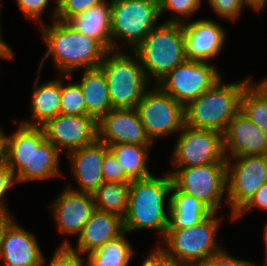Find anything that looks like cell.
I'll return each mask as SVG.
<instances>
[{
  "label": "cell",
  "mask_w": 267,
  "mask_h": 266,
  "mask_svg": "<svg viewBox=\"0 0 267 266\" xmlns=\"http://www.w3.org/2000/svg\"><path fill=\"white\" fill-rule=\"evenodd\" d=\"M124 232L122 217L95 209L77 237L76 248L67 239L60 246H69L80 255H84L116 239Z\"/></svg>",
  "instance_id": "cell-20"
},
{
  "label": "cell",
  "mask_w": 267,
  "mask_h": 266,
  "mask_svg": "<svg viewBox=\"0 0 267 266\" xmlns=\"http://www.w3.org/2000/svg\"><path fill=\"white\" fill-rule=\"evenodd\" d=\"M112 50H121L125 45L134 50L160 19L156 0H111ZM117 40H122L118 47ZM117 41V42H116Z\"/></svg>",
  "instance_id": "cell-8"
},
{
  "label": "cell",
  "mask_w": 267,
  "mask_h": 266,
  "mask_svg": "<svg viewBox=\"0 0 267 266\" xmlns=\"http://www.w3.org/2000/svg\"><path fill=\"white\" fill-rule=\"evenodd\" d=\"M182 25L187 59L208 62L222 51L227 33L221 24L202 18Z\"/></svg>",
  "instance_id": "cell-17"
},
{
  "label": "cell",
  "mask_w": 267,
  "mask_h": 266,
  "mask_svg": "<svg viewBox=\"0 0 267 266\" xmlns=\"http://www.w3.org/2000/svg\"><path fill=\"white\" fill-rule=\"evenodd\" d=\"M151 146L139 144H114L108 148L131 180L145 179L152 174L148 170V152Z\"/></svg>",
  "instance_id": "cell-26"
},
{
  "label": "cell",
  "mask_w": 267,
  "mask_h": 266,
  "mask_svg": "<svg viewBox=\"0 0 267 266\" xmlns=\"http://www.w3.org/2000/svg\"><path fill=\"white\" fill-rule=\"evenodd\" d=\"M3 131L2 127H0V164L6 163L7 135H5Z\"/></svg>",
  "instance_id": "cell-42"
},
{
  "label": "cell",
  "mask_w": 267,
  "mask_h": 266,
  "mask_svg": "<svg viewBox=\"0 0 267 266\" xmlns=\"http://www.w3.org/2000/svg\"><path fill=\"white\" fill-rule=\"evenodd\" d=\"M18 129L6 140V164L12 170L15 182L44 180L60 176L61 152L45 137L42 126L18 123Z\"/></svg>",
  "instance_id": "cell-1"
},
{
  "label": "cell",
  "mask_w": 267,
  "mask_h": 266,
  "mask_svg": "<svg viewBox=\"0 0 267 266\" xmlns=\"http://www.w3.org/2000/svg\"><path fill=\"white\" fill-rule=\"evenodd\" d=\"M223 218L213 212L199 224L185 229H167L158 249L177 266H198L220 252L216 234ZM166 247V248H165Z\"/></svg>",
  "instance_id": "cell-6"
},
{
  "label": "cell",
  "mask_w": 267,
  "mask_h": 266,
  "mask_svg": "<svg viewBox=\"0 0 267 266\" xmlns=\"http://www.w3.org/2000/svg\"><path fill=\"white\" fill-rule=\"evenodd\" d=\"M40 70L34 81V90L30 104L31 120L21 123L30 126H42L49 119L60 114L61 108V78L38 85Z\"/></svg>",
  "instance_id": "cell-23"
},
{
  "label": "cell",
  "mask_w": 267,
  "mask_h": 266,
  "mask_svg": "<svg viewBox=\"0 0 267 266\" xmlns=\"http://www.w3.org/2000/svg\"><path fill=\"white\" fill-rule=\"evenodd\" d=\"M65 84L61 78V108L60 113L65 115H86V104L81 87L76 82ZM65 84V85H64Z\"/></svg>",
  "instance_id": "cell-30"
},
{
  "label": "cell",
  "mask_w": 267,
  "mask_h": 266,
  "mask_svg": "<svg viewBox=\"0 0 267 266\" xmlns=\"http://www.w3.org/2000/svg\"><path fill=\"white\" fill-rule=\"evenodd\" d=\"M217 70L211 62L187 59L171 70L157 85L186 106L221 80L222 75Z\"/></svg>",
  "instance_id": "cell-12"
},
{
  "label": "cell",
  "mask_w": 267,
  "mask_h": 266,
  "mask_svg": "<svg viewBox=\"0 0 267 266\" xmlns=\"http://www.w3.org/2000/svg\"><path fill=\"white\" fill-rule=\"evenodd\" d=\"M154 86L145 91L135 108L152 142L179 133L185 125V106L157 84Z\"/></svg>",
  "instance_id": "cell-10"
},
{
  "label": "cell",
  "mask_w": 267,
  "mask_h": 266,
  "mask_svg": "<svg viewBox=\"0 0 267 266\" xmlns=\"http://www.w3.org/2000/svg\"><path fill=\"white\" fill-rule=\"evenodd\" d=\"M22 13L32 21L40 22L45 10L48 8L49 0H17Z\"/></svg>",
  "instance_id": "cell-37"
},
{
  "label": "cell",
  "mask_w": 267,
  "mask_h": 266,
  "mask_svg": "<svg viewBox=\"0 0 267 266\" xmlns=\"http://www.w3.org/2000/svg\"><path fill=\"white\" fill-rule=\"evenodd\" d=\"M173 152L172 164L176 168L226 163L223 134L196 129L186 124L181 129Z\"/></svg>",
  "instance_id": "cell-13"
},
{
  "label": "cell",
  "mask_w": 267,
  "mask_h": 266,
  "mask_svg": "<svg viewBox=\"0 0 267 266\" xmlns=\"http://www.w3.org/2000/svg\"><path fill=\"white\" fill-rule=\"evenodd\" d=\"M133 51L148 81L152 78L154 84H157L187 60L183 25L166 22L158 24Z\"/></svg>",
  "instance_id": "cell-5"
},
{
  "label": "cell",
  "mask_w": 267,
  "mask_h": 266,
  "mask_svg": "<svg viewBox=\"0 0 267 266\" xmlns=\"http://www.w3.org/2000/svg\"><path fill=\"white\" fill-rule=\"evenodd\" d=\"M141 266H177L168 259L158 247L153 249L145 258Z\"/></svg>",
  "instance_id": "cell-40"
},
{
  "label": "cell",
  "mask_w": 267,
  "mask_h": 266,
  "mask_svg": "<svg viewBox=\"0 0 267 266\" xmlns=\"http://www.w3.org/2000/svg\"><path fill=\"white\" fill-rule=\"evenodd\" d=\"M130 183L103 182L93 193L95 209L124 217L129 200Z\"/></svg>",
  "instance_id": "cell-29"
},
{
  "label": "cell",
  "mask_w": 267,
  "mask_h": 266,
  "mask_svg": "<svg viewBox=\"0 0 267 266\" xmlns=\"http://www.w3.org/2000/svg\"><path fill=\"white\" fill-rule=\"evenodd\" d=\"M42 128L46 139L60 152H72L98 139L97 121L89 115L60 113L49 119Z\"/></svg>",
  "instance_id": "cell-14"
},
{
  "label": "cell",
  "mask_w": 267,
  "mask_h": 266,
  "mask_svg": "<svg viewBox=\"0 0 267 266\" xmlns=\"http://www.w3.org/2000/svg\"><path fill=\"white\" fill-rule=\"evenodd\" d=\"M108 146L98 139L88 146H83L68 153L72 175L79 184L74 189L92 194L104 181L102 166Z\"/></svg>",
  "instance_id": "cell-19"
},
{
  "label": "cell",
  "mask_w": 267,
  "mask_h": 266,
  "mask_svg": "<svg viewBox=\"0 0 267 266\" xmlns=\"http://www.w3.org/2000/svg\"><path fill=\"white\" fill-rule=\"evenodd\" d=\"M1 7H2V2H1V0H0V10H1ZM1 12V11H0Z\"/></svg>",
  "instance_id": "cell-49"
},
{
  "label": "cell",
  "mask_w": 267,
  "mask_h": 266,
  "mask_svg": "<svg viewBox=\"0 0 267 266\" xmlns=\"http://www.w3.org/2000/svg\"><path fill=\"white\" fill-rule=\"evenodd\" d=\"M83 71V77L77 83L84 95L86 115L98 122L112 109L107 80L99 67Z\"/></svg>",
  "instance_id": "cell-24"
},
{
  "label": "cell",
  "mask_w": 267,
  "mask_h": 266,
  "mask_svg": "<svg viewBox=\"0 0 267 266\" xmlns=\"http://www.w3.org/2000/svg\"><path fill=\"white\" fill-rule=\"evenodd\" d=\"M40 27L42 39L48 47L41 59L40 71L48 56H52L61 77H72L73 71L77 69L98 68L108 52L98 40L76 31L67 22L54 20L51 26L42 23Z\"/></svg>",
  "instance_id": "cell-2"
},
{
  "label": "cell",
  "mask_w": 267,
  "mask_h": 266,
  "mask_svg": "<svg viewBox=\"0 0 267 266\" xmlns=\"http://www.w3.org/2000/svg\"><path fill=\"white\" fill-rule=\"evenodd\" d=\"M173 185L180 191L195 197L212 212L219 210L227 192L226 163H211L201 166L176 168L169 173Z\"/></svg>",
  "instance_id": "cell-9"
},
{
  "label": "cell",
  "mask_w": 267,
  "mask_h": 266,
  "mask_svg": "<svg viewBox=\"0 0 267 266\" xmlns=\"http://www.w3.org/2000/svg\"><path fill=\"white\" fill-rule=\"evenodd\" d=\"M240 111L267 135V85L249 82L240 99Z\"/></svg>",
  "instance_id": "cell-28"
},
{
  "label": "cell",
  "mask_w": 267,
  "mask_h": 266,
  "mask_svg": "<svg viewBox=\"0 0 267 266\" xmlns=\"http://www.w3.org/2000/svg\"><path fill=\"white\" fill-rule=\"evenodd\" d=\"M14 221L10 212H0V247L7 227Z\"/></svg>",
  "instance_id": "cell-41"
},
{
  "label": "cell",
  "mask_w": 267,
  "mask_h": 266,
  "mask_svg": "<svg viewBox=\"0 0 267 266\" xmlns=\"http://www.w3.org/2000/svg\"><path fill=\"white\" fill-rule=\"evenodd\" d=\"M64 0H56V5L55 7L53 8L54 11H53V15H52V21L56 20L57 18V14H58V6L63 2Z\"/></svg>",
  "instance_id": "cell-46"
},
{
  "label": "cell",
  "mask_w": 267,
  "mask_h": 266,
  "mask_svg": "<svg viewBox=\"0 0 267 266\" xmlns=\"http://www.w3.org/2000/svg\"><path fill=\"white\" fill-rule=\"evenodd\" d=\"M1 17V16H0ZM1 20V19H0ZM1 22V21H0ZM7 43H5V41H3L2 39V35H1V24H0V46H5Z\"/></svg>",
  "instance_id": "cell-47"
},
{
  "label": "cell",
  "mask_w": 267,
  "mask_h": 266,
  "mask_svg": "<svg viewBox=\"0 0 267 266\" xmlns=\"http://www.w3.org/2000/svg\"><path fill=\"white\" fill-rule=\"evenodd\" d=\"M97 125L98 140L107 146L114 144L151 146L153 144L135 108H112L97 122Z\"/></svg>",
  "instance_id": "cell-15"
},
{
  "label": "cell",
  "mask_w": 267,
  "mask_h": 266,
  "mask_svg": "<svg viewBox=\"0 0 267 266\" xmlns=\"http://www.w3.org/2000/svg\"><path fill=\"white\" fill-rule=\"evenodd\" d=\"M42 257L36 237L14 220L3 236L0 266H41Z\"/></svg>",
  "instance_id": "cell-21"
},
{
  "label": "cell",
  "mask_w": 267,
  "mask_h": 266,
  "mask_svg": "<svg viewBox=\"0 0 267 266\" xmlns=\"http://www.w3.org/2000/svg\"><path fill=\"white\" fill-rule=\"evenodd\" d=\"M251 79L249 77L230 84L219 80L212 88L185 106V124L192 128L223 134L228 123L240 111L242 92Z\"/></svg>",
  "instance_id": "cell-4"
},
{
  "label": "cell",
  "mask_w": 267,
  "mask_h": 266,
  "mask_svg": "<svg viewBox=\"0 0 267 266\" xmlns=\"http://www.w3.org/2000/svg\"><path fill=\"white\" fill-rule=\"evenodd\" d=\"M264 232H263V240H264V243H265V259H264V264L267 265V223L265 224L264 226Z\"/></svg>",
  "instance_id": "cell-45"
},
{
  "label": "cell",
  "mask_w": 267,
  "mask_h": 266,
  "mask_svg": "<svg viewBox=\"0 0 267 266\" xmlns=\"http://www.w3.org/2000/svg\"><path fill=\"white\" fill-rule=\"evenodd\" d=\"M15 178L12 170L6 163L0 164V212H9L5 201V193L15 185Z\"/></svg>",
  "instance_id": "cell-39"
},
{
  "label": "cell",
  "mask_w": 267,
  "mask_h": 266,
  "mask_svg": "<svg viewBox=\"0 0 267 266\" xmlns=\"http://www.w3.org/2000/svg\"><path fill=\"white\" fill-rule=\"evenodd\" d=\"M223 147L226 158L267 155V135L239 111L223 133Z\"/></svg>",
  "instance_id": "cell-18"
},
{
  "label": "cell",
  "mask_w": 267,
  "mask_h": 266,
  "mask_svg": "<svg viewBox=\"0 0 267 266\" xmlns=\"http://www.w3.org/2000/svg\"><path fill=\"white\" fill-rule=\"evenodd\" d=\"M127 232L87 253V266H128L134 250L126 238Z\"/></svg>",
  "instance_id": "cell-27"
},
{
  "label": "cell",
  "mask_w": 267,
  "mask_h": 266,
  "mask_svg": "<svg viewBox=\"0 0 267 266\" xmlns=\"http://www.w3.org/2000/svg\"><path fill=\"white\" fill-rule=\"evenodd\" d=\"M59 233L79 236L95 210L92 194L74 190L70 185L51 204Z\"/></svg>",
  "instance_id": "cell-16"
},
{
  "label": "cell",
  "mask_w": 267,
  "mask_h": 266,
  "mask_svg": "<svg viewBox=\"0 0 267 266\" xmlns=\"http://www.w3.org/2000/svg\"><path fill=\"white\" fill-rule=\"evenodd\" d=\"M202 0H159V14L160 16L164 11H172V16L166 23H185L186 19L192 16L199 7H201ZM186 17V19H185Z\"/></svg>",
  "instance_id": "cell-31"
},
{
  "label": "cell",
  "mask_w": 267,
  "mask_h": 266,
  "mask_svg": "<svg viewBox=\"0 0 267 266\" xmlns=\"http://www.w3.org/2000/svg\"><path fill=\"white\" fill-rule=\"evenodd\" d=\"M44 263L45 258L43 256L41 266H44ZM48 264V266H87L85 258L69 246L58 247Z\"/></svg>",
  "instance_id": "cell-33"
},
{
  "label": "cell",
  "mask_w": 267,
  "mask_h": 266,
  "mask_svg": "<svg viewBox=\"0 0 267 266\" xmlns=\"http://www.w3.org/2000/svg\"><path fill=\"white\" fill-rule=\"evenodd\" d=\"M102 174L105 182L130 183L132 181L110 150L104 156Z\"/></svg>",
  "instance_id": "cell-35"
},
{
  "label": "cell",
  "mask_w": 267,
  "mask_h": 266,
  "mask_svg": "<svg viewBox=\"0 0 267 266\" xmlns=\"http://www.w3.org/2000/svg\"><path fill=\"white\" fill-rule=\"evenodd\" d=\"M208 2L217 15L231 21L239 17L245 5L250 7L245 0H208Z\"/></svg>",
  "instance_id": "cell-34"
},
{
  "label": "cell",
  "mask_w": 267,
  "mask_h": 266,
  "mask_svg": "<svg viewBox=\"0 0 267 266\" xmlns=\"http://www.w3.org/2000/svg\"><path fill=\"white\" fill-rule=\"evenodd\" d=\"M172 187L173 180L169 173L164 177L152 175L145 179L132 180L128 208L123 217L124 230L129 233L138 229H153L163 239L169 227L170 196L166 211L164 200L171 193Z\"/></svg>",
  "instance_id": "cell-3"
},
{
  "label": "cell",
  "mask_w": 267,
  "mask_h": 266,
  "mask_svg": "<svg viewBox=\"0 0 267 266\" xmlns=\"http://www.w3.org/2000/svg\"><path fill=\"white\" fill-rule=\"evenodd\" d=\"M111 3L94 5L73 16L67 23L83 35L98 40L108 51L112 50Z\"/></svg>",
  "instance_id": "cell-22"
},
{
  "label": "cell",
  "mask_w": 267,
  "mask_h": 266,
  "mask_svg": "<svg viewBox=\"0 0 267 266\" xmlns=\"http://www.w3.org/2000/svg\"><path fill=\"white\" fill-rule=\"evenodd\" d=\"M262 81L267 85V78H264Z\"/></svg>",
  "instance_id": "cell-48"
},
{
  "label": "cell",
  "mask_w": 267,
  "mask_h": 266,
  "mask_svg": "<svg viewBox=\"0 0 267 266\" xmlns=\"http://www.w3.org/2000/svg\"><path fill=\"white\" fill-rule=\"evenodd\" d=\"M132 53L109 50L99 66L107 80L112 108H136L149 87L139 58Z\"/></svg>",
  "instance_id": "cell-7"
},
{
  "label": "cell",
  "mask_w": 267,
  "mask_h": 266,
  "mask_svg": "<svg viewBox=\"0 0 267 266\" xmlns=\"http://www.w3.org/2000/svg\"><path fill=\"white\" fill-rule=\"evenodd\" d=\"M198 266H257L248 260L235 258L224 250L202 261Z\"/></svg>",
  "instance_id": "cell-36"
},
{
  "label": "cell",
  "mask_w": 267,
  "mask_h": 266,
  "mask_svg": "<svg viewBox=\"0 0 267 266\" xmlns=\"http://www.w3.org/2000/svg\"><path fill=\"white\" fill-rule=\"evenodd\" d=\"M0 57L3 59H11L13 57V51L11 47H9L8 44H6L1 50H0Z\"/></svg>",
  "instance_id": "cell-44"
},
{
  "label": "cell",
  "mask_w": 267,
  "mask_h": 266,
  "mask_svg": "<svg viewBox=\"0 0 267 266\" xmlns=\"http://www.w3.org/2000/svg\"><path fill=\"white\" fill-rule=\"evenodd\" d=\"M171 193L168 229H185L195 226L213 213L200 200L180 192L174 185Z\"/></svg>",
  "instance_id": "cell-25"
},
{
  "label": "cell",
  "mask_w": 267,
  "mask_h": 266,
  "mask_svg": "<svg viewBox=\"0 0 267 266\" xmlns=\"http://www.w3.org/2000/svg\"><path fill=\"white\" fill-rule=\"evenodd\" d=\"M267 210V182L264 183L252 198L233 216V220L241 218L244 213L251 211L252 208Z\"/></svg>",
  "instance_id": "cell-38"
},
{
  "label": "cell",
  "mask_w": 267,
  "mask_h": 266,
  "mask_svg": "<svg viewBox=\"0 0 267 266\" xmlns=\"http://www.w3.org/2000/svg\"><path fill=\"white\" fill-rule=\"evenodd\" d=\"M251 9L261 11L266 5L267 0H245Z\"/></svg>",
  "instance_id": "cell-43"
},
{
  "label": "cell",
  "mask_w": 267,
  "mask_h": 266,
  "mask_svg": "<svg viewBox=\"0 0 267 266\" xmlns=\"http://www.w3.org/2000/svg\"><path fill=\"white\" fill-rule=\"evenodd\" d=\"M232 158H226V200L231 208V219L267 182V155H245ZM231 160H235L233 161L235 163Z\"/></svg>",
  "instance_id": "cell-11"
},
{
  "label": "cell",
  "mask_w": 267,
  "mask_h": 266,
  "mask_svg": "<svg viewBox=\"0 0 267 266\" xmlns=\"http://www.w3.org/2000/svg\"><path fill=\"white\" fill-rule=\"evenodd\" d=\"M106 0H64L58 6L56 20L67 22L73 16L83 13L90 7L105 2Z\"/></svg>",
  "instance_id": "cell-32"
}]
</instances>
